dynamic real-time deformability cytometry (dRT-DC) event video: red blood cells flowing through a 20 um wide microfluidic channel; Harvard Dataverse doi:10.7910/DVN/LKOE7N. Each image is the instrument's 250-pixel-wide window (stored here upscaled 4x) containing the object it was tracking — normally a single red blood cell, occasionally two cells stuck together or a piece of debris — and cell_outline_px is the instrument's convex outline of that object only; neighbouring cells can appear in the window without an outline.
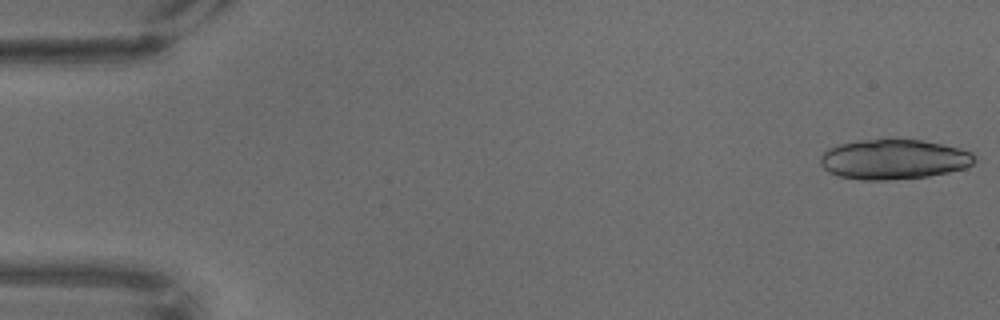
{"species": "common noctule bat (a hibernating species)", "species_latin": "Nyctalus noctula", "temperature_condition": "warm", "stored_images_in_passage": 67, "camera_frame_rate_fps": 3000, "um_per_image_px": 0.085, "animal": {"sex": "male", "body_mass_g": 18.8}, "frame": {"image": 1, "passage_image": 1, "time_ms": 0.0, "image_size_px": [1000, 320], "cell_outline_px": [[976, 160], [972, 164], [964, 168], [948, 172], [928, 176], [884, 180], [864, 180], [840, 176], [828, 172], [820, 164], [820, 156], [828, 148], [840, 144], [860, 140], [920, 140], [960, 148], [972, 152], [976, 156]], "centroid_in_image_um": [75.96, 13.55], "position_along_channel_um": 9.0, "area_um2": 35.6}}
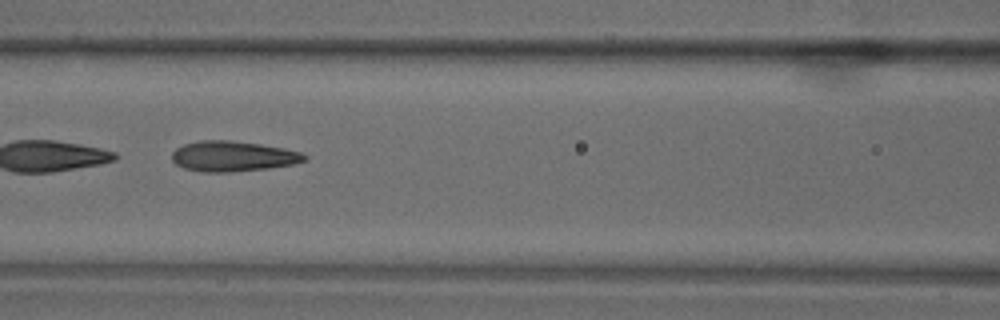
{"frame": {"image": 2, "passage_image": 30, "time_ms": 9.667, "image_size_px": [1000, 320], "cell_outline_px": [[308, 160], [296, 164], [268, 168], [228, 172], [204, 172], [184, 168], [176, 164], [172, 160], [172, 152], [176, 148], [184, 144], [200, 140], [232, 140], [260, 144], [284, 148], [300, 152], [308, 156]], "centroid_in_image_um": [19.82, 13.28], "position_along_channel_um": 146.8, "area_um2": 23.58}}
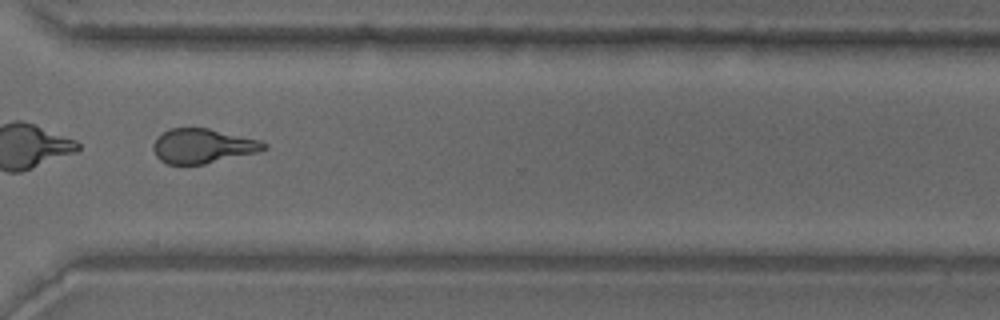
{"frame": {"image": 3, "passage_image": 51, "time_ms": 16.667, "image_size_px": [1000, 320], "cell_outline_px": [[268, 148], [256, 152], [204, 164], [168, 164], [160, 160], [156, 156], [152, 148], [152, 144], [156, 136], [168, 128], [208, 128], [260, 140], [268, 144]], "centroid_in_image_um": [17.18, 12.4], "position_along_channel_um": 353.4, "area_um2": 22.31}}